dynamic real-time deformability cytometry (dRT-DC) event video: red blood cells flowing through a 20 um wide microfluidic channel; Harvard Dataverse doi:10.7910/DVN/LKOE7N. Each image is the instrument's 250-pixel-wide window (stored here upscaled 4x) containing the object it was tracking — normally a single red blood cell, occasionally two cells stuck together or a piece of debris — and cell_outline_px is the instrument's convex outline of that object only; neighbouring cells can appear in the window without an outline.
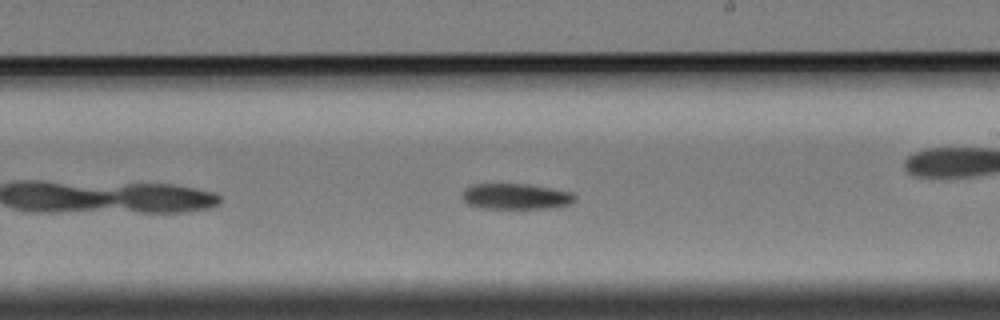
{"species": "Egyptian fruit bat (a non-hibernating species)", "species_latin": "Rousettus aegyptiacus", "temperature_condition": "cold", "stored_images_in_passage": 44, "camera_frame_rate_fps": 3000, "um_per_image_px": 0.085, "animal": {"sex": "female"}, "frame": {"image": 1, "passage_image": 19, "time_ms": 6.0, "image_size_px": [1000, 320], "cell_outline_px": [[576, 200], [572, 204], [560, 208], [480, 208], [468, 204], [460, 196], [464, 188], [472, 184], [528, 184], [552, 188], [572, 192], [576, 196]], "centroid_in_image_um": [43.88, 16.7], "position_along_channel_um": 245.1, "area_um2": 17.28}}
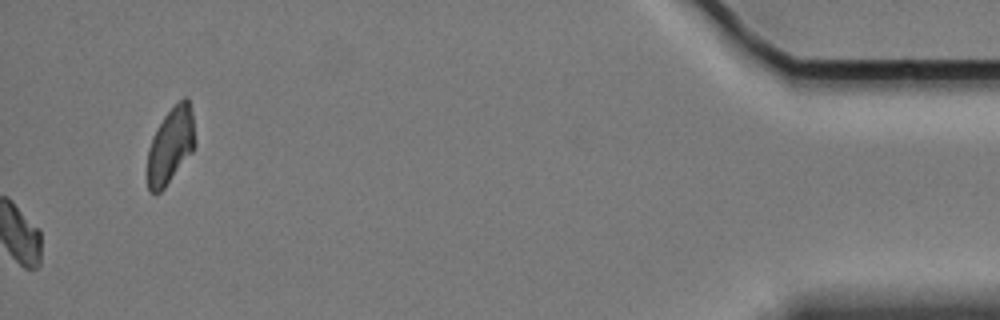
{"frame": {"image": 2, "passage_image": 44, "time_ms": 14.333, "image_size_px": [1000, 320], "cell_outline_px": [[196, 144], [192, 152], [164, 188], [160, 192], [148, 192], [148, 148], [152, 136], [164, 116], [184, 96], [188, 96], [192, 112]], "centroid_in_image_um": [14.51, 12.35], "position_along_channel_um": 420.7, "area_um2": 20.98}, "authors_computed_cell_mechanics": {"area_um2": 17.3978, "velocity_mm_per_s": 3.3824, "shape_relaxation_time_tau1_ms": 6.8154, "shape_relaxation_time_tau2_ms": null, "deformation_change_tau1": 0.1333, "deformation_change_tau2": null}}